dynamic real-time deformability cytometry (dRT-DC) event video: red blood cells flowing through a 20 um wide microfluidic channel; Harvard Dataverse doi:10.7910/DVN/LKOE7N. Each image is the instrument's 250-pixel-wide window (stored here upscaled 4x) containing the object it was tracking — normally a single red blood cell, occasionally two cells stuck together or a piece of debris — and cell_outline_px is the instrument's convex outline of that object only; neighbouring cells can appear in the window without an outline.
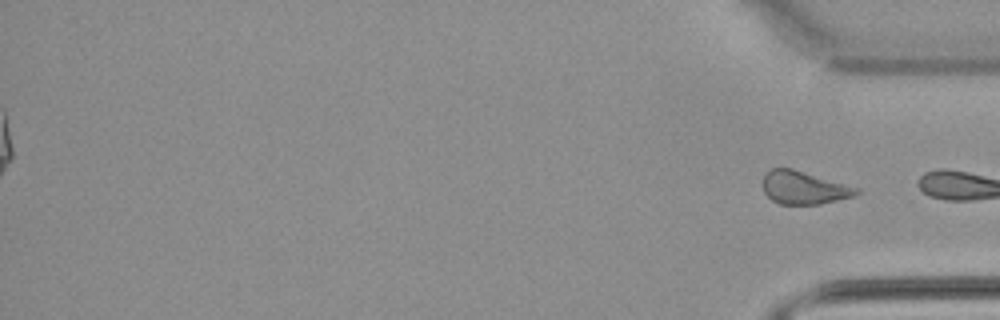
{"species": "common noctule bat (a hibernating species)", "species_latin": "Nyctalus noctula", "temperature_condition": "warm", "stored_images_in_passage": 39, "segment_of_instrument_passage": [2, 2], "camera_frame_rate_fps": 3000, "um_per_image_px": 0.085, "animal": {"sex": "male", "body_mass_g": 21.5, "forearm_length_mm": 52.0}, "frame": {"image": 1, "passage_image": 39, "time_ms": 12.667, "image_size_px": [1000, 320], "cell_outline_px": [[860, 192], [856, 196], [820, 204], [780, 204], [772, 200], [764, 192], [764, 172], [768, 168], [792, 168], [860, 188]], "centroid_in_image_um": [68.35, 15.94], "position_along_channel_um": 366.9, "area_um2": 18.09}}